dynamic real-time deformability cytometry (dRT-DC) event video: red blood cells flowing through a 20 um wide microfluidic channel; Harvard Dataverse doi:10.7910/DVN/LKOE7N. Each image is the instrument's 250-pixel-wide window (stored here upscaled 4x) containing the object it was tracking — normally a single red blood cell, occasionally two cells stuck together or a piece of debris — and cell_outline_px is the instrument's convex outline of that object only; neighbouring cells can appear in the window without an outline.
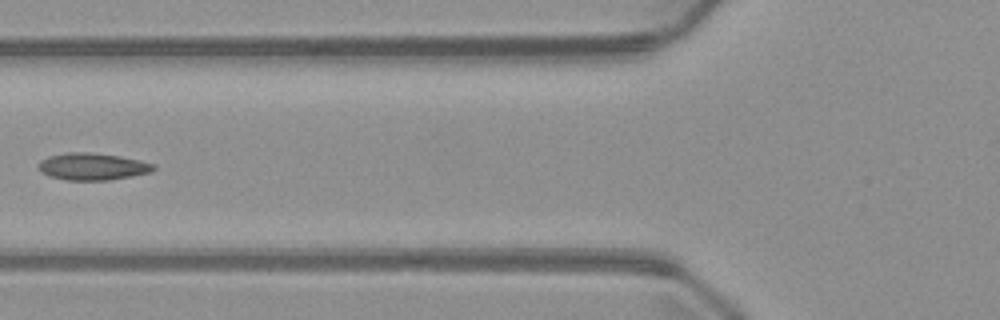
{"species": "common noctule bat (a hibernating species)", "species_latin": "Nyctalus noctula", "temperature_condition": "warm", "stored_images_in_passage": 6, "camera_frame_rate_fps": 3000, "um_per_image_px": 0.085, "animal": {"sex": "male", "body_mass_g": 23.1, "forearm_length_mm": 52.7}, "frame": {"image": 1, "passage_image": 6, "time_ms": 6.0, "image_size_px": [1000, 320], "cell_outline_px": [[156, 168], [152, 172], [132, 176], [108, 180], [68, 180], [52, 176], [40, 172], [36, 168], [36, 164], [40, 160], [48, 156], [68, 152], [84, 152], [120, 156], [140, 160], [156, 164]], "centroid_in_image_um": [7.85, 14.15], "position_along_channel_um": 117.9, "area_um2": 18.26}}